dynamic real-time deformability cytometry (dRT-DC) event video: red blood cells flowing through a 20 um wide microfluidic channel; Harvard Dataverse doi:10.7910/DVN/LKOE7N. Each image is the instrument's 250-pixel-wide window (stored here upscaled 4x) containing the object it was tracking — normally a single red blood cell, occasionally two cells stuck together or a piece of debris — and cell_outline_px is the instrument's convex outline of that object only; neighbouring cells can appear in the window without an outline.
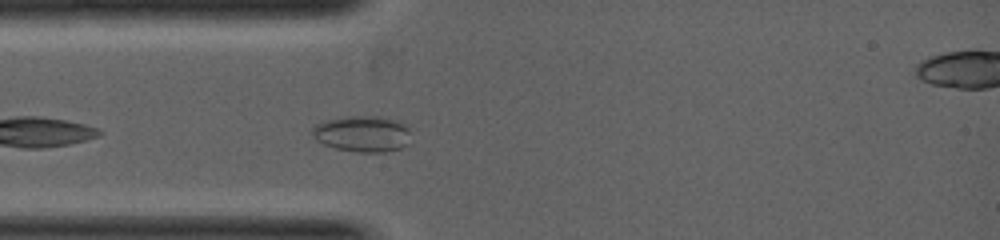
{"species": "common noctule bat (a hibernating species)", "species_latin": "Nyctalus noctula", "temperature_condition": "warm", "stored_images_in_passage": 3, "segment_of_instrument_passage": [1, 2], "camera_frame_rate_fps": 5000, "um_per_image_px": 0.085, "animal": {"sex": "female", "body_mass_g": 19.0, "forearm_length_mm": 53.3}, "frame": {"image": 1, "passage_image": 2, "time_ms": 0.6, "image_size_px": [1000, 240], "cell_outline_px": [[408, 144], [400, 148], [384, 152], [356, 152], [336, 148], [324, 144], [316, 140], [312, 132], [312, 128], [316, 124], [328, 120], [344, 116], [380, 116], [400, 120], [408, 128]], "centroid_in_image_um": [30.81, 11.36], "position_along_channel_um": 54.2, "area_um2": 20.75}}